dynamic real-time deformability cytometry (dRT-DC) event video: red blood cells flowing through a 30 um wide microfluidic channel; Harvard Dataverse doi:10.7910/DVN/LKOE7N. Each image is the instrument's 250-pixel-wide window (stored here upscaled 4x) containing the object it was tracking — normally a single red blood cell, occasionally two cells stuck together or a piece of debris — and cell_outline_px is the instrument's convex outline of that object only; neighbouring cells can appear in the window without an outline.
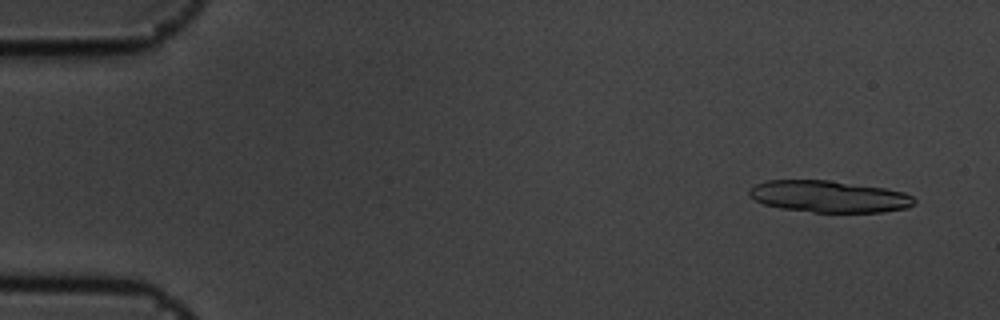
{"species": "common noctule bat (a hibernating species)", "species_latin": "Nyctalus noctula", "temperature_condition": "cold", "stored_images_in_passage": 9, "camera_frame_rate_fps": 3000, "um_per_image_px": 0.085, "animal": {"sex": "male", "body_mass_g": 19.5, "forearm_length_mm": 54.6}, "frame": {"image": 1, "passage_image": 2, "time_ms": 0.333, "image_size_px": [1000, 320], "cell_outline_px": [[916, 204], [908, 208], [884, 212], [812, 212], [780, 208], [764, 204], [748, 196], [748, 192], [756, 184], [764, 180], [828, 180], [884, 188], [904, 192], [912, 196], [916, 200]], "centroid_in_image_um": [70.48, 16.71], "position_along_channel_um": 14.5, "area_um2": 30.63}}
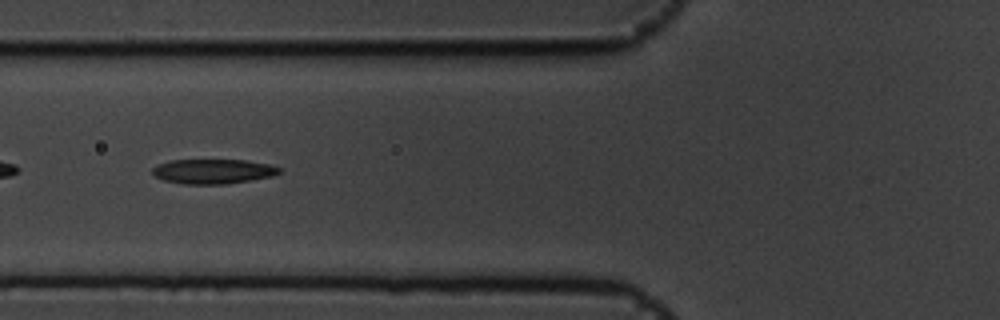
{"frame": {"image": 2, "passage_image": 7, "time_ms": 2.0, "image_size_px": [1000, 320], "cell_outline_px": [[280, 172], [272, 176], [252, 180], [228, 184], [184, 184], [164, 180], [156, 176], [152, 172], [152, 168], [160, 164], [172, 160], [248, 160], [268, 164], [280, 168]], "centroid_in_image_um": [18.13, 14.57], "position_along_channel_um": 107.7, "area_um2": 18.15}}
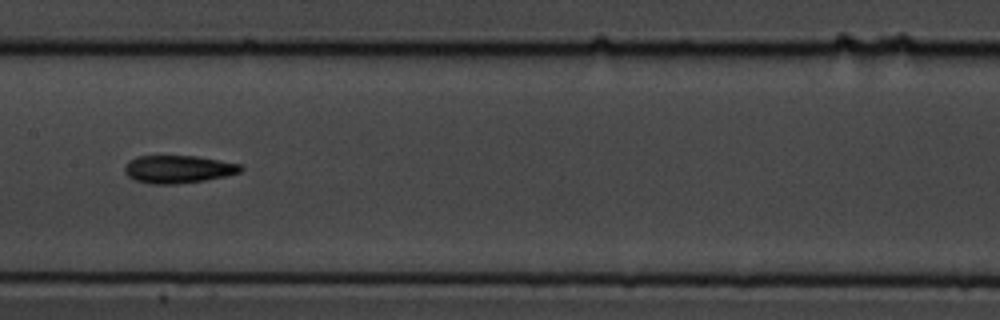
{"frame": {"image": 3, "passage_image": 9, "time_ms": 2.667, "image_size_px": [1000, 320], "cell_outline_px": [[244, 168], [240, 172], [224, 176], [204, 180], [176, 184], [152, 184], [136, 180], [128, 176], [124, 168], [128, 160], [136, 156], [196, 156], [240, 164]], "centroid_in_image_um": [15.13, 14.38], "position_along_channel_um": 192.3, "area_um2": 18.61}}